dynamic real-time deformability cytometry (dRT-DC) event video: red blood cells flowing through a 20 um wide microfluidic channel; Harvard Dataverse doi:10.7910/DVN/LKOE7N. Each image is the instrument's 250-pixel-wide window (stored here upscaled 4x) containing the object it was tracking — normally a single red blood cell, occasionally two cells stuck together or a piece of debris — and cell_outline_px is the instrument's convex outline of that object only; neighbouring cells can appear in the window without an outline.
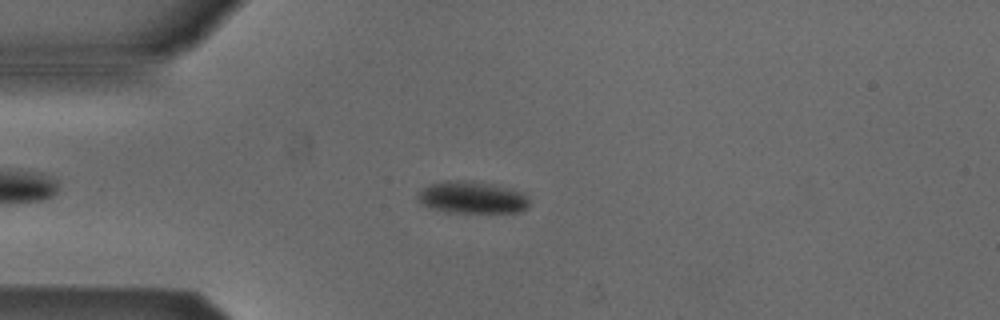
{"species": "Egyptian fruit bat (a non-hibernating species)", "species_latin": "Rousettus aegyptiacus", "temperature_condition": "cold", "stored_images_in_passage": 39, "camera_frame_rate_fps": 3000, "um_per_image_px": 0.085, "animal": {"sex": "male"}, "frame": {"image": 1, "passage_image": 3, "time_ms": 0.667, "image_size_px": [1000, 320], "cell_outline_px": [[528, 208], [520, 212], [444, 212], [420, 204], [416, 196], [416, 192], [428, 184], [444, 180], [468, 180], [492, 184], [512, 188], [524, 192], [528, 196]], "centroid_in_image_um": [40.1, 16.77], "position_along_channel_um": 44.9, "area_um2": 21.33}}
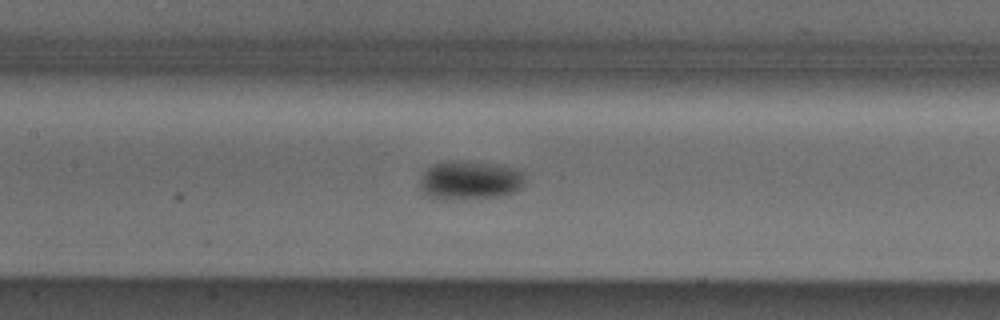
{"frame": {"image": 2, "passage_image": 14, "time_ms": 4.333, "image_size_px": [1000, 320], "cell_outline_px": [[524, 184], [516, 192], [500, 196], [428, 196], [420, 188], [420, 176], [432, 164], [444, 160], [468, 160], [500, 164], [516, 168], [524, 172]], "centroid_in_image_um": [39.99, 15.22], "position_along_channel_um": 167.4, "area_um2": 23.35}}
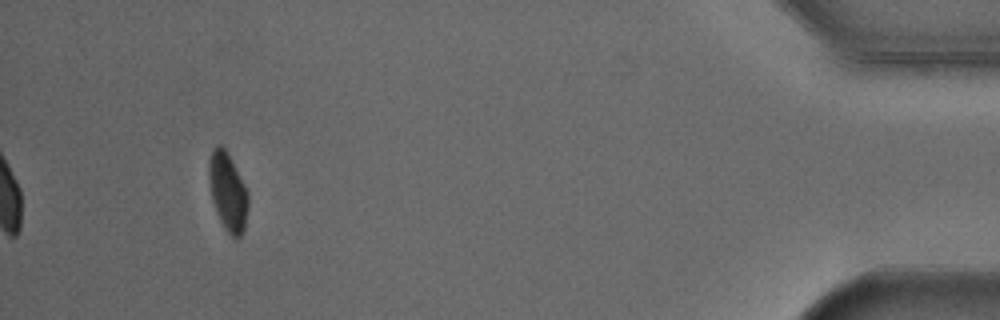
{"frame": {"image": 3, "passage_image": 39, "time_ms": 12.667, "image_size_px": [1000, 320], "cell_outline_px": [[248, 204], [244, 228], [240, 236], [236, 240], [228, 232], [220, 220], [212, 200], [208, 176], [208, 160], [212, 148], [216, 144], [220, 144], [228, 152], [248, 192]], "centroid_in_image_um": [19.34, 16.25], "position_along_channel_um": 415.9, "area_um2": 17.86}, "authors_computed_cell_mechanics": {"area_um2": 21.3282, "velocity_mm_per_s": 3.8571, "shape_relaxation_time_tau1_ms": 2.27, "shape_relaxation_time_tau2_ms": null, "deformation_change_tau1": 0.0833, "deformation_change_tau2": null}}